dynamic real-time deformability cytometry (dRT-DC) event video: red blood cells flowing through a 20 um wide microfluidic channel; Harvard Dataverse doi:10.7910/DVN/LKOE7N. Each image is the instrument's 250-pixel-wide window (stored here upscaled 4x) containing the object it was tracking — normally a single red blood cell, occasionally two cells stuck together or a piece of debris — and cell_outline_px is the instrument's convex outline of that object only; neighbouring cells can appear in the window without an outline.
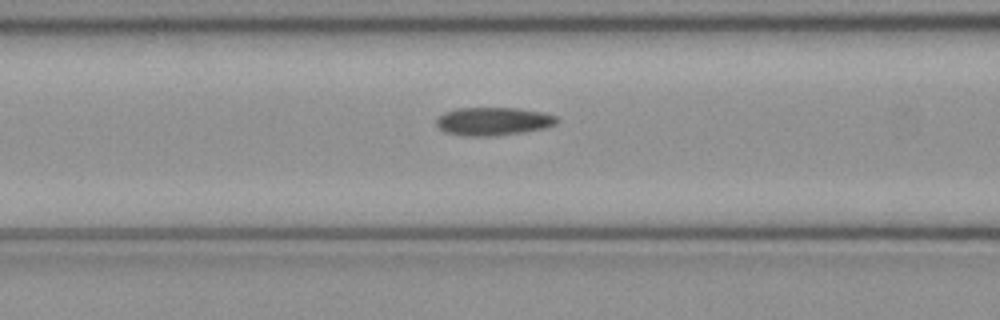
{"species": "common noctule bat (a hibernating species)", "species_latin": "Nyctalus noctula", "temperature_condition": "cold", "stored_images_in_passage": 16, "camera_frame_rate_fps": 3000, "um_per_image_px": 0.085, "animal": {"sex": "female", "body_mass_g": 21.9}, "frame": {"image": 1, "passage_image": 14, "time_ms": 4.333, "image_size_px": [1000, 320], "cell_outline_px": [[560, 120], [556, 124], [544, 128], [524, 132], [496, 136], [464, 136], [444, 132], [436, 124], [436, 120], [444, 112], [456, 108], [516, 108], [544, 112], [556, 116]], "centroid_in_image_um": [41.94, 10.31], "position_along_channel_um": 124.7, "area_um2": 19.94}}